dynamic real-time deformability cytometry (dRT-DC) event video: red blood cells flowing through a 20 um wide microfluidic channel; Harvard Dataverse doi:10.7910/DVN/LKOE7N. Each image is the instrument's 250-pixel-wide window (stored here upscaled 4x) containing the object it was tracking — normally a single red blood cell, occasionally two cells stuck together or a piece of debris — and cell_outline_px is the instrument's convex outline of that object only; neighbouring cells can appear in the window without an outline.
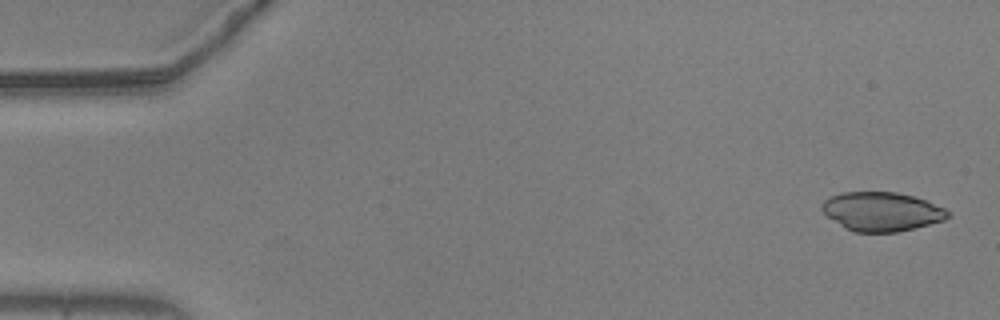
{"species": "common noctule bat (a hibernating species)", "species_latin": "Nyctalus noctula", "temperature_condition": "warm", "stored_images_in_passage": 10, "camera_frame_rate_fps": 3000, "um_per_image_px": 0.085, "animal": {"sex": "male", "body_mass_g": 20.5, "forearm_length_mm": 52.5}, "frame": {"image": 1, "passage_image": 2, "time_ms": 0.333, "image_size_px": [1000, 320], "cell_outline_px": [[952, 216], [944, 220], [896, 232], [852, 232], [844, 228], [828, 216], [820, 208], [820, 204], [824, 200], [840, 192], [896, 192], [912, 196], [924, 200], [944, 208], [952, 212]], "centroid_in_image_um": [74.93, 17.98], "position_along_channel_um": 10.1, "area_um2": 28.55}}